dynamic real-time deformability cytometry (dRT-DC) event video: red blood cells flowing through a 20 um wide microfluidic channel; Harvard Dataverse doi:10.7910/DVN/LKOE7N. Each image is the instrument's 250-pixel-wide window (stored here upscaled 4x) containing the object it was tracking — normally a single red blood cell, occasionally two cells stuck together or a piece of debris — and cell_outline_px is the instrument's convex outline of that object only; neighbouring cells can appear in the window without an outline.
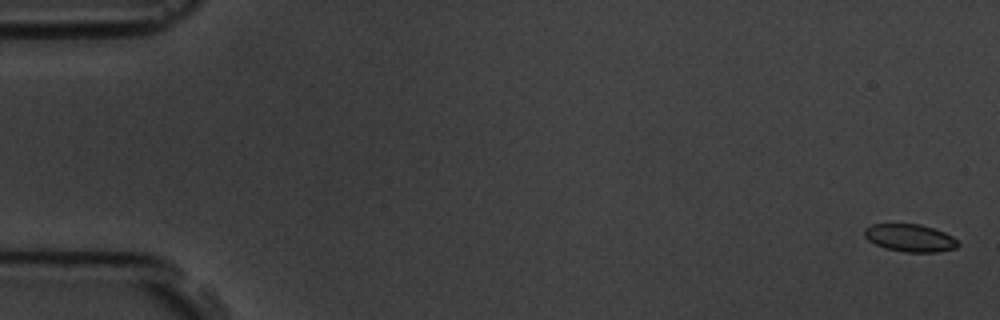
{"species": "common noctule bat (a hibernating species)", "species_latin": "Nyctalus noctula", "temperature_condition": "room temperature", "stored_images_in_passage": 6, "camera_frame_rate_fps": 3000, "um_per_image_px": 0.085, "animal": {"sex": "male", "body_mass_g": 19.5, "forearm_length_mm": 54.6}, "frame": {"image": 1, "passage_image": 1, "time_ms": 0.0, "image_size_px": [1000, 320], "cell_outline_px": [[960, 244], [956, 248], [936, 252], [904, 252], [884, 248], [868, 240], [864, 236], [864, 228], [872, 224], [920, 224], [944, 232], [952, 236]], "centroid_in_image_um": [77.33, 20.22], "position_along_channel_um": 7.7, "area_um2": 15.03}}